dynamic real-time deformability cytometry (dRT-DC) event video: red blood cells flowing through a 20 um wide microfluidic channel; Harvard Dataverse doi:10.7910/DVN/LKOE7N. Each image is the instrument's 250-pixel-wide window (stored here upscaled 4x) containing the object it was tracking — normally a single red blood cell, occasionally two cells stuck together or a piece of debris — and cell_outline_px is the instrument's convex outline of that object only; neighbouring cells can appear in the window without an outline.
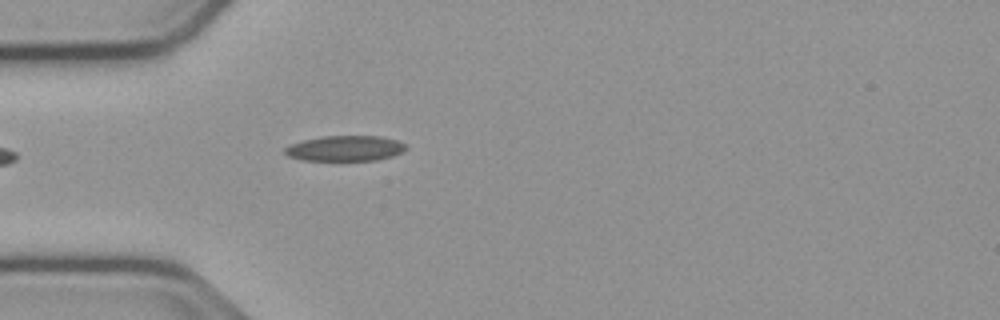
{"species": "common noctule bat (a hibernating species)", "species_latin": "Nyctalus noctula", "temperature_condition": "cold", "stored_images_in_passage": 17, "camera_frame_rate_fps": 3000, "um_per_image_px": 0.085, "animal": {"sex": "male", "body_mass_g": 23.1, "forearm_length_mm": 52.7}, "frame": {"image": 1, "passage_image": 1, "time_ms": 0.0, "image_size_px": [1000, 320], "cell_outline_px": [[404, 148], [400, 152], [392, 156], [376, 160], [300, 160], [288, 156], [284, 152], [284, 148], [292, 144], [304, 140], [324, 136], [380, 136], [396, 140], [404, 144]], "centroid_in_image_um": [29.29, 12.61], "position_along_channel_um": 55.7, "area_um2": 17.63}}
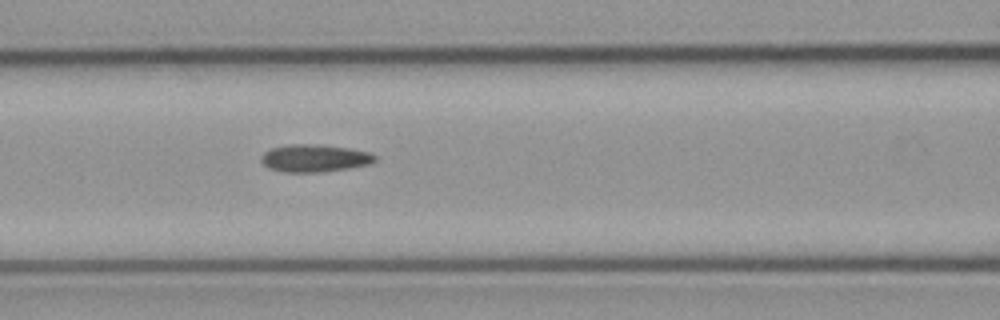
{"frame": {"image": 2, "passage_image": 8, "time_ms": 2.333, "image_size_px": [1000, 320], "cell_outline_px": [[376, 160], [372, 164], [324, 172], [284, 172], [268, 168], [260, 160], [260, 156], [264, 152], [272, 148], [292, 144], [308, 144], [348, 148], [368, 152], [376, 156]], "centroid_in_image_um": [26.73, 13.46], "position_along_channel_um": 139.9, "area_um2": 18.15}}
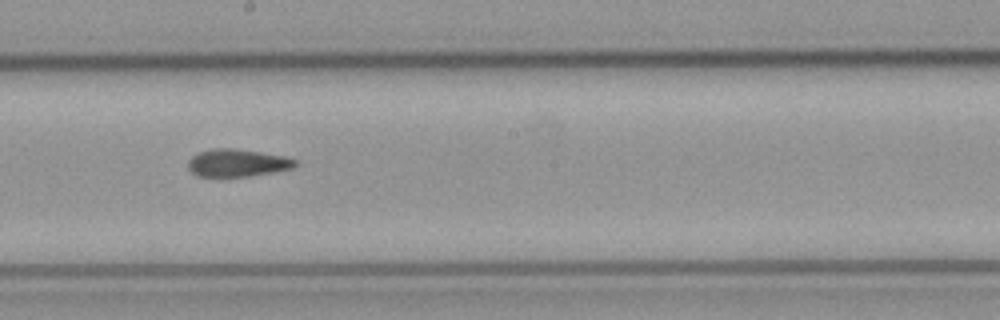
{"frame": {"image": 3, "passage_image": 15, "time_ms": 4.667, "image_size_px": [1000, 320], "cell_outline_px": [[296, 164], [292, 168], [276, 172], [252, 176], [196, 176], [188, 168], [188, 160], [192, 156], [200, 152], [216, 148], [232, 148], [260, 152], [284, 156], [296, 160]], "centroid_in_image_um": [20.17, 13.85], "position_along_channel_um": 228.0, "area_um2": 17.11}}